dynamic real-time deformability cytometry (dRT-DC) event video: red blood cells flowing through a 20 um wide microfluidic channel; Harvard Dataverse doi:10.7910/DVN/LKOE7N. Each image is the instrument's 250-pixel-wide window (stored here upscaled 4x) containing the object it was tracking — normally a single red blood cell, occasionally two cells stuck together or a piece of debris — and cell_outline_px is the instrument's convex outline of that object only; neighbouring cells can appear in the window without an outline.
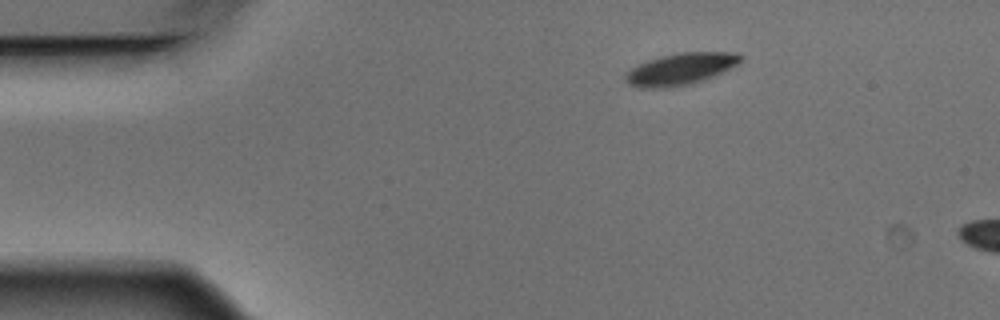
{"species": "Egyptian fruit bat (a non-hibernating species)", "species_latin": "Rousettus aegyptiacus", "temperature_condition": "warm", "stored_images_in_passage": 2, "camera_frame_rate_fps": 3000, "um_per_image_px": 0.085, "animal": {"sex": "male"}, "frame": {"image": 1, "passage_image": 2, "time_ms": 0.333, "image_size_px": [1000, 320], "cell_outline_px": [[744, 56], [740, 64], [712, 76], [688, 84], [656, 88], [640, 88], [628, 84], [624, 80], [624, 76], [636, 64], [660, 56], [676, 52], [740, 52]], "centroid_in_image_um": [57.86, 5.83], "position_along_channel_um": 27.1, "area_um2": 21.33}}